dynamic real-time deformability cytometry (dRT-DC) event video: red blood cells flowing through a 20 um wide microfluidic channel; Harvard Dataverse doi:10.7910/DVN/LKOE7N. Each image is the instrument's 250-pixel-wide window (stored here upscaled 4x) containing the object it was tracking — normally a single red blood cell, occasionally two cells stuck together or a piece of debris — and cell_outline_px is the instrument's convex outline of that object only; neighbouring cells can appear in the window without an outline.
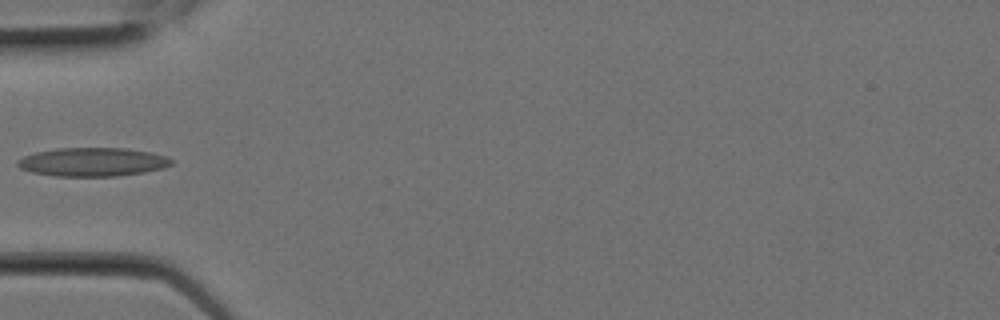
{"species": "Egyptian fruit bat (a non-hibernating species)", "species_latin": "Rousettus aegyptiacus", "temperature_condition": "room temperature", "stored_images_in_passage": 9, "camera_frame_rate_fps": 3000, "um_per_image_px": 0.085, "animal": {"sex": "female"}, "frame": {"image": 1, "passage_image": 6, "time_ms": 1.667, "image_size_px": [1000, 320], "cell_outline_px": [[172, 164], [164, 168], [144, 172], [116, 176], [56, 176], [32, 172], [20, 168], [16, 164], [16, 160], [24, 156], [36, 152], [56, 148], [128, 148], [152, 152], [164, 156], [172, 160]], "centroid_in_image_um": [7.86, 13.76], "position_along_channel_um": 77.1, "area_um2": 25.72}}
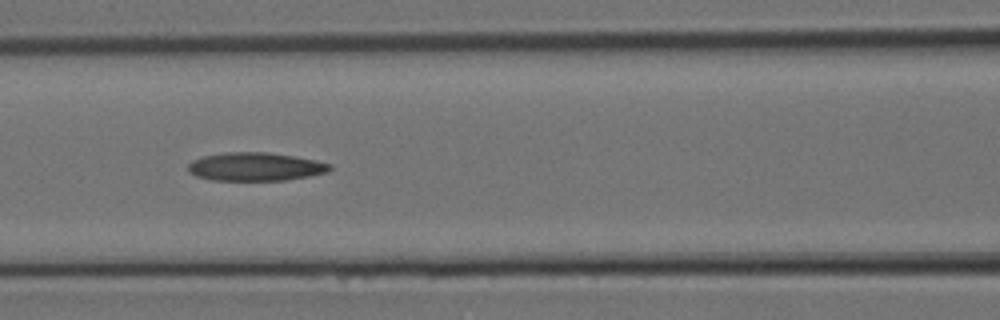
{"frame": {"image": 2, "passage_image": 8, "time_ms": 2.333, "image_size_px": [1000, 320], "cell_outline_px": [[332, 168], [328, 172], [308, 176], [284, 180], [212, 180], [196, 176], [188, 172], [188, 164], [192, 160], [204, 156], [224, 152], [268, 152], [296, 156], [316, 160], [332, 164]], "centroid_in_image_um": [21.71, 14.16], "position_along_channel_um": 144.9, "area_um2": 23.52}}
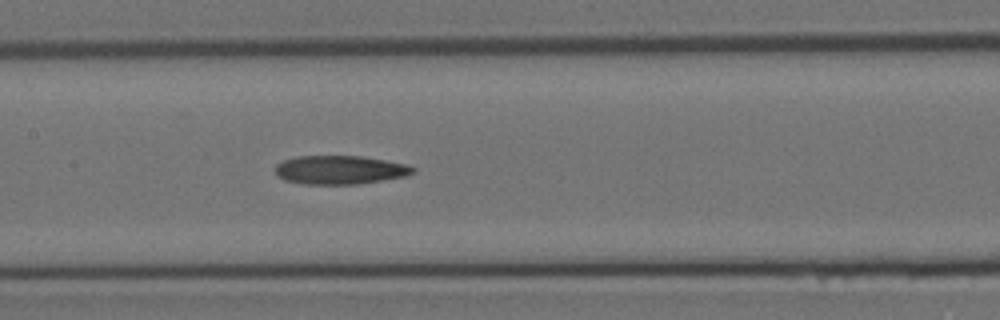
{"frame": {"image": 3, "passage_image": 9, "time_ms": 2.667, "image_size_px": [1000, 320], "cell_outline_px": [[416, 172], [404, 176], [356, 184], [304, 184], [284, 180], [276, 176], [276, 164], [284, 160], [296, 156], [360, 156], [408, 164], [416, 168]], "centroid_in_image_um": [28.88, 14.44], "position_along_channel_um": 178.5, "area_um2": 22.95}}